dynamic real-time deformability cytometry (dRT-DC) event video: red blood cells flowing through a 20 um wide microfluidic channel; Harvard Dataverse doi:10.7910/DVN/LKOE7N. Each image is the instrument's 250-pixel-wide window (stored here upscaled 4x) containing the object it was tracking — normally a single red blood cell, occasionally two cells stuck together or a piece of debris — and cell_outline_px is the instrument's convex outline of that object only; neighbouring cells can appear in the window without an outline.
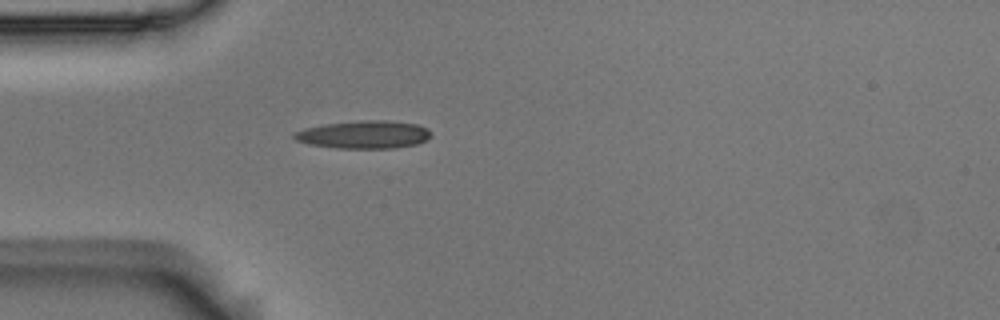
{"species": "Egyptian fruit bat (a non-hibernating species)", "species_latin": "Rousettus aegyptiacus", "temperature_condition": "room temperature", "stored_images_in_passage": 5, "camera_frame_rate_fps": 3000, "um_per_image_px": 0.085, "animal": {"sex": "male"}, "frame": {"image": 1, "passage_image": 5, "time_ms": 1.333, "image_size_px": [1000, 320], "cell_outline_px": [[432, 136], [416, 144], [396, 148], [336, 148], [308, 144], [296, 140], [292, 136], [292, 132], [304, 128], [324, 124], [360, 120], [388, 120], [416, 124], [428, 128], [432, 132]], "centroid_in_image_um": [30.92, 11.43], "position_along_channel_um": 54.1, "area_um2": 22.43}}